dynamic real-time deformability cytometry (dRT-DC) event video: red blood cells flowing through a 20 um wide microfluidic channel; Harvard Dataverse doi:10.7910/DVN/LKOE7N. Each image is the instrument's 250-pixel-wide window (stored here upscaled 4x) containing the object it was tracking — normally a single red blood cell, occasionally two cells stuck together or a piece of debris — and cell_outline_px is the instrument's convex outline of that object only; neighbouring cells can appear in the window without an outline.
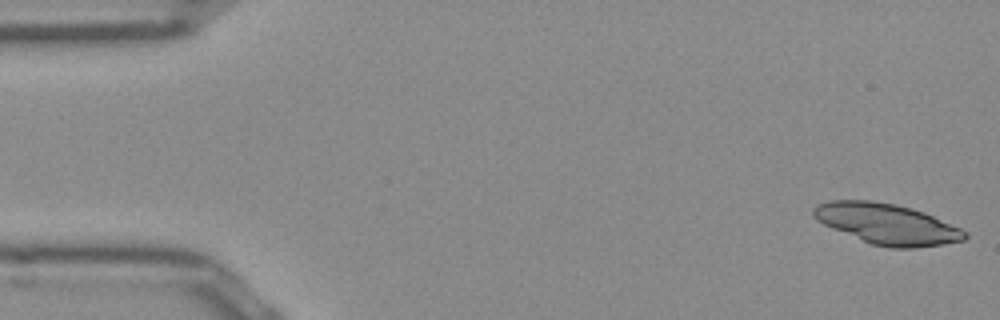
{"species": "Egyptian fruit bat (a non-hibernating species)", "species_latin": "Rousettus aegyptiacus", "temperature_condition": "room temperature", "stored_images_in_passage": 50, "camera_frame_rate_fps": 3000, "um_per_image_px": 0.085, "frame": {"image": 1, "passage_image": 1, "time_ms": 0.0, "image_size_px": [1000, 320], "cell_outline_px": [[968, 236], [964, 240], [944, 244], [916, 248], [888, 248], [872, 244], [832, 228], [816, 220], [812, 216], [812, 208], [816, 204], [828, 200], [872, 200], [896, 204], [912, 208], [924, 212], [960, 228], [968, 232]], "centroid_in_image_um": [75.38, 19.03], "position_along_channel_um": 9.6, "area_um2": 36.01}}
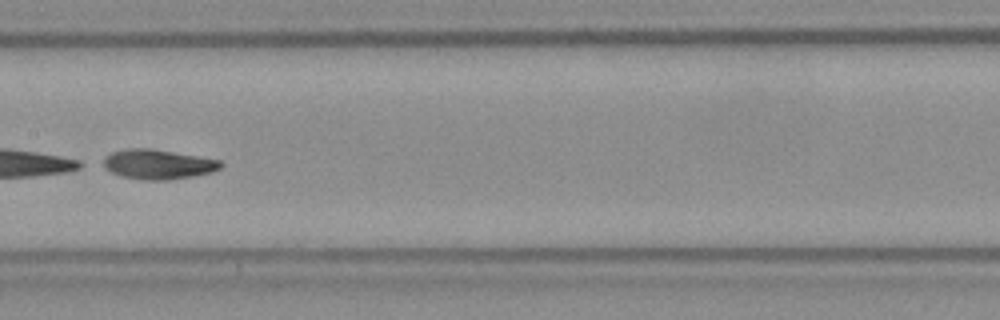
{"frame": {"image": 2, "passage_image": 25, "time_ms": 8.0, "image_size_px": [1000, 320], "cell_outline_px": [[224, 164], [220, 168], [212, 172], [192, 176], [168, 180], [144, 180], [120, 176], [96, 164], [104, 156], [112, 152], [128, 148], [152, 148], [220, 160]], "centroid_in_image_um": [13.34, 13.96], "position_along_channel_um": 194.1, "area_um2": 20.69}}